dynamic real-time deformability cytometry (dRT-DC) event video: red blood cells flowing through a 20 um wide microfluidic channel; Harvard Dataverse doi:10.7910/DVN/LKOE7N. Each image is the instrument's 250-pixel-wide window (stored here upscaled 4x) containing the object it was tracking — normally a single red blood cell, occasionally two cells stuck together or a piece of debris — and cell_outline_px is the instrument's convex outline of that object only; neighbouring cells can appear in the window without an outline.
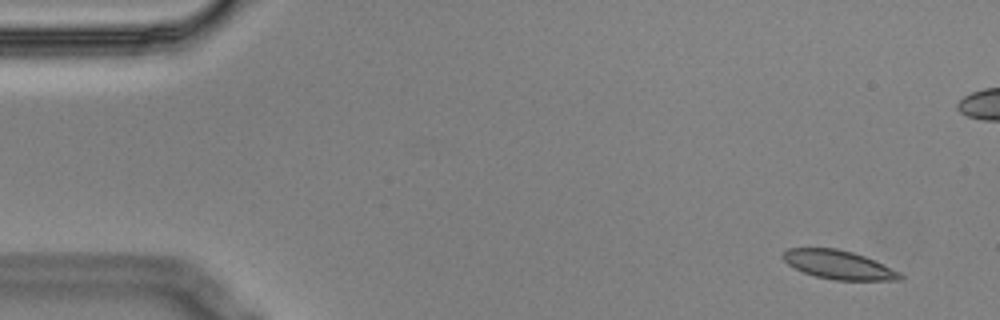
{"species": "Egyptian fruit bat (a non-hibernating species)", "species_latin": "Rousettus aegyptiacus", "temperature_condition": "cold", "stored_images_in_passage": 16, "segment_of_instrument_passage": [1, 2], "camera_frame_rate_fps": 3000, "um_per_image_px": 0.085, "animal": {"sex": "male"}, "frame": {"image": 1, "passage_image": 1, "time_ms": 0.0, "image_size_px": [1000, 320], "cell_outline_px": [[904, 280], [832, 280], [816, 276], [804, 272], [788, 264], [780, 256], [788, 248], [836, 248], [852, 252], [864, 256], [900, 272], [904, 276]], "centroid_in_image_um": [71.28, 22.51], "position_along_channel_um": 13.7, "area_um2": 19.48}}
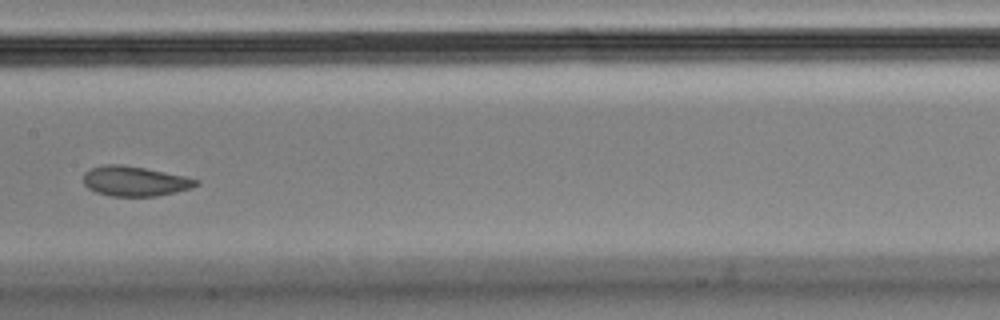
{"frame": {"image": 2, "passage_image": 8, "time_ms": 2.333, "image_size_px": [1000, 320], "cell_outline_px": [[200, 184], [192, 188], [176, 192], [156, 196], [112, 196], [96, 192], [88, 188], [84, 184], [84, 172], [92, 168], [104, 164], [120, 164], [144, 168], [184, 176], [200, 180]], "centroid_in_image_um": [11.48, 15.4], "position_along_channel_um": 195.9, "area_um2": 19.59}}
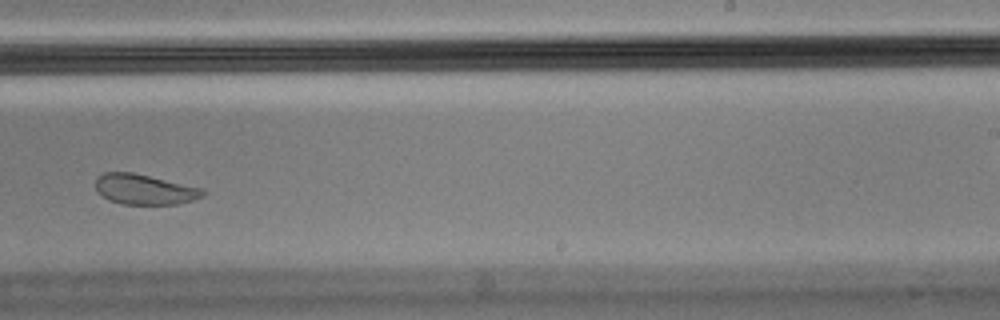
{"frame": {"image": 3, "passage_image": 10, "time_ms": 3.0, "image_size_px": [1000, 320], "cell_outline_px": [[208, 192], [204, 196], [180, 204], [120, 204], [108, 200], [96, 188], [96, 176], [104, 172], [132, 172], [204, 188]], "centroid_in_image_um": [12.33, 16.09], "position_along_channel_um": 276.7, "area_um2": 19.07}}